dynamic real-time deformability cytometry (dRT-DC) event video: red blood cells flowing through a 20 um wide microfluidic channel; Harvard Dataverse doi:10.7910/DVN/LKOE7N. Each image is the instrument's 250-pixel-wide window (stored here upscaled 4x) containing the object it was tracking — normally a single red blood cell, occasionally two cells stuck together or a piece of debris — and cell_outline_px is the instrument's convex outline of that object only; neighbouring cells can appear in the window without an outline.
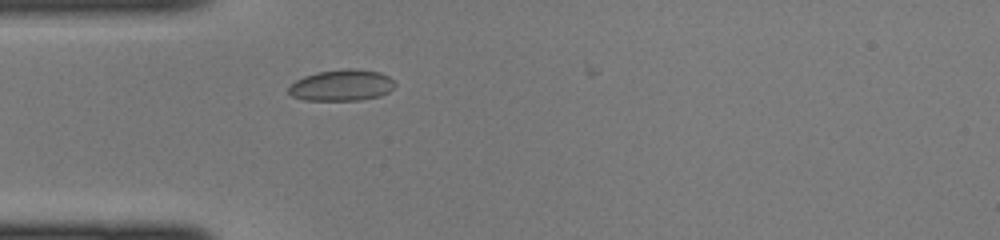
{"species": "common noctule bat (a hibernating species)", "species_latin": "Nyctalus noctula", "temperature_condition": "cold", "stored_images_in_passage": 4, "camera_frame_rate_fps": 3000, "um_per_image_px": 0.085, "animal": {"sex": "female", "body_mass_g": 22.0, "forearm_length_mm": 56.7}, "frame": {"image": 1, "passage_image": 1, "time_ms": 0.0, "image_size_px": [1000, 240], "cell_outline_px": [[396, 84], [388, 92], [380, 96], [360, 100], [304, 100], [292, 96], [288, 92], [288, 88], [296, 80], [304, 76], [316, 72], [348, 68], [356, 68], [380, 72], [388, 76]], "centroid_in_image_um": [29.04, 7.24], "position_along_channel_um": 56.0, "area_um2": 19.42}}